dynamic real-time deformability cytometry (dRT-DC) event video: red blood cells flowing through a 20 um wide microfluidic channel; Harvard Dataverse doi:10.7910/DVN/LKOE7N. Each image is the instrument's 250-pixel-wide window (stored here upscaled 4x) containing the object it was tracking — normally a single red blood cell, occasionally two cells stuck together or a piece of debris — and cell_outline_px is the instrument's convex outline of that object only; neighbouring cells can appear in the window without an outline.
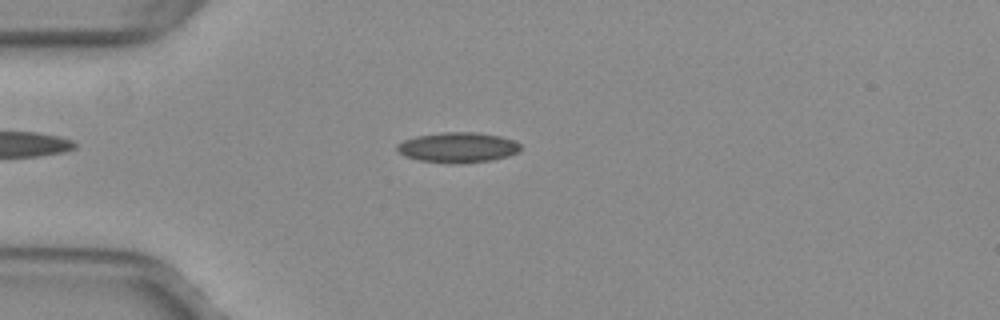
{"species": "common noctule bat (a hibernating species)", "species_latin": "Nyctalus noctula", "temperature_condition": "warm", "stored_images_in_passage": 39, "camera_frame_rate_fps": 3000, "um_per_image_px": 0.085, "animal": {"sex": "female", "body_mass_g": 29.2, "forearm_length_mm": 56.3}, "frame": {"image": 1, "passage_image": 1, "time_ms": 0.0, "image_size_px": [1000, 320], "cell_outline_px": [[520, 148], [516, 152], [508, 156], [492, 160], [460, 164], [448, 164], [420, 160], [404, 156], [396, 148], [396, 144], [404, 140], [416, 136], [440, 132], [476, 132], [500, 136], [512, 140], [520, 144]], "centroid_in_image_um": [38.89, 12.54], "position_along_channel_um": 46.1, "area_um2": 21.85}}
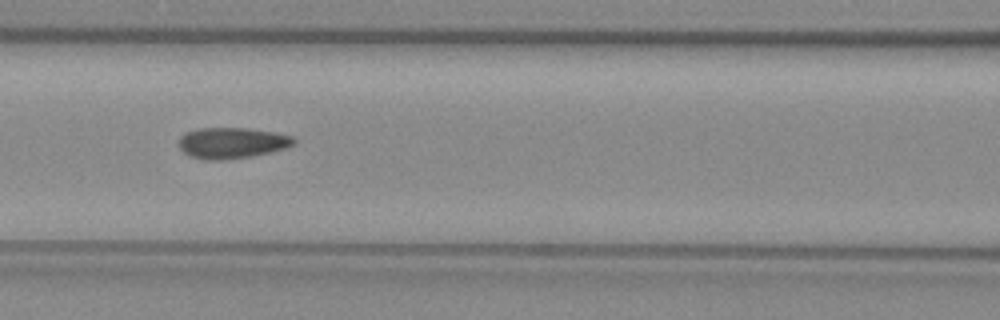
{"frame": {"image": 2, "passage_image": 10, "time_ms": 3.0, "image_size_px": [1000, 320], "cell_outline_px": [[296, 144], [284, 148], [268, 152], [248, 156], [220, 160], [204, 160], [192, 156], [184, 152], [180, 148], [180, 136], [184, 132], [196, 128], [248, 128], [272, 132], [292, 136], [296, 140]], "centroid_in_image_um": [19.69, 12.13], "position_along_channel_um": 146.9, "area_um2": 20.52}}
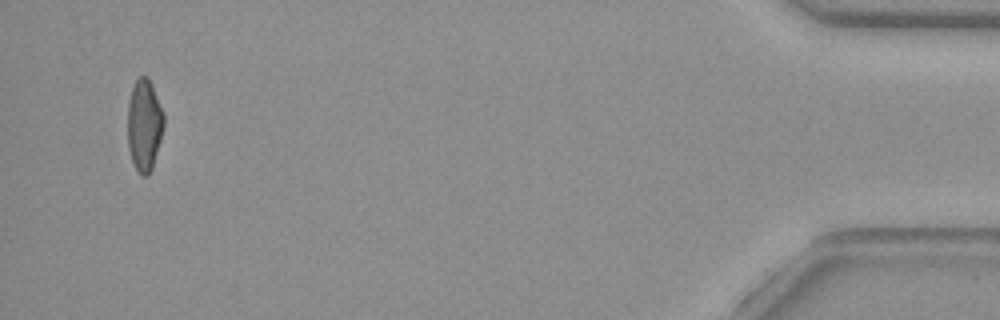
{"frame": {"image": 3, "passage_image": 37, "time_ms": 12.0, "image_size_px": [1000, 320], "cell_outline_px": [[164, 128], [152, 168], [148, 176], [140, 176], [132, 160], [128, 148], [128, 100], [132, 88], [136, 80], [140, 76], [148, 76], [164, 112]], "centroid_in_image_um": [12.27, 10.63], "position_along_channel_um": 422.9, "area_um2": 19.48}, "authors_computed_cell_mechanics": {"area_um2": 20.3456, "velocity_mm_per_s": 4.0019, "shape_relaxation_time_tau1_ms": null, "shape_relaxation_time_tau2_ms": 1.3309, "deformation_change_tau1": null, "deformation_change_tau2": 0.0845}}